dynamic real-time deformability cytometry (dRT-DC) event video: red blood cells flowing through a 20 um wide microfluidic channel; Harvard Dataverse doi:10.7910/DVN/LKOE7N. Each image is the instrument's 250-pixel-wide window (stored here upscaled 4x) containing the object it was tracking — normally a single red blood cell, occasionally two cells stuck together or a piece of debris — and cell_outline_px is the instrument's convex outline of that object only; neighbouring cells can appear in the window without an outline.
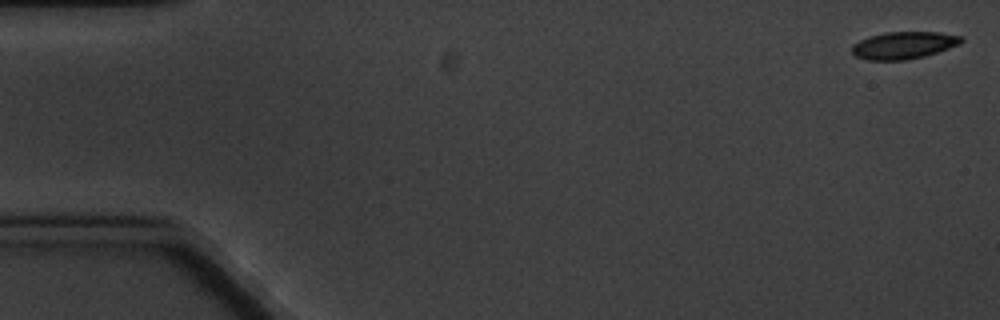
{"species": "common noctule bat (a hibernating species)", "species_latin": "Nyctalus noctula", "temperature_condition": "cold", "stored_images_in_passage": 5, "camera_frame_rate_fps": 3000, "um_per_image_px": 0.085, "animal": {"sex": "male", "body_mass_g": 20.1, "forearm_length_mm": 53.5}, "frame": {"image": 1, "passage_image": 1, "time_ms": 0.0, "image_size_px": [1000, 320], "cell_outline_px": [[964, 40], [960, 44], [924, 56], [908, 60], [868, 60], [856, 56], [852, 52], [852, 44], [868, 36], [884, 32], [940, 32], [964, 36]], "centroid_in_image_um": [76.82, 3.84], "position_along_channel_um": 8.2, "area_um2": 17.46}}